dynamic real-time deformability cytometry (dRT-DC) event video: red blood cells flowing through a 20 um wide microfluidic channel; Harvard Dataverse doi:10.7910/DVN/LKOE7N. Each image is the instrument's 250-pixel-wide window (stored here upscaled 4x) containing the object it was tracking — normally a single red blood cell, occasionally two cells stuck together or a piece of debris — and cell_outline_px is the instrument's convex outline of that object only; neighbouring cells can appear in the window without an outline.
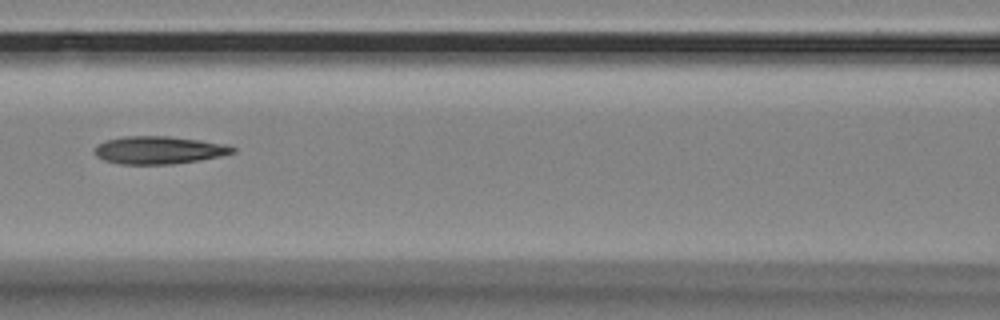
{"species": "Egyptian fruit bat (a non-hibernating species)", "species_latin": "Rousettus aegyptiacus", "temperature_condition": "room temperature", "stored_images_in_passage": 12, "camera_frame_rate_fps": 3000, "um_per_image_px": 0.085, "animal": {"sex": "female"}, "frame": {"image": 1, "passage_image": 7, "time_ms": 2.0, "image_size_px": [1000, 320], "cell_outline_px": [[236, 152], [220, 156], [200, 160], [172, 164], [120, 164], [104, 160], [96, 156], [96, 144], [108, 140], [124, 136], [168, 136], [200, 140], [224, 144], [236, 148]], "centroid_in_image_um": [13.52, 12.76], "position_along_channel_um": 153.1, "area_um2": 22.2}}
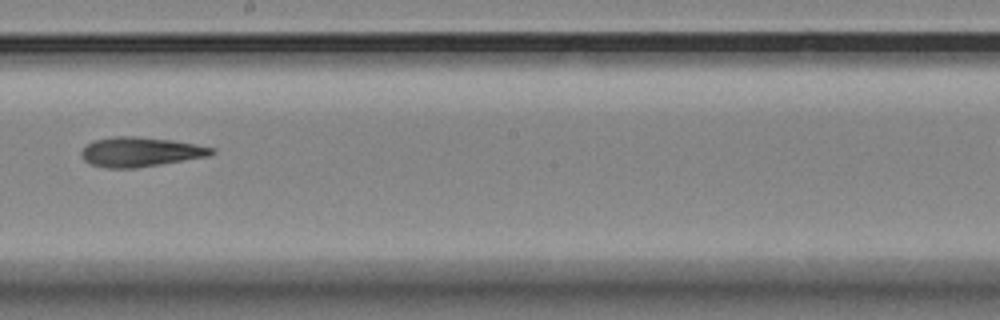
{"frame": {"image": 2, "passage_image": 9, "time_ms": 2.667, "image_size_px": [1000, 320], "cell_outline_px": [[216, 152], [208, 156], [136, 168], [108, 168], [88, 164], [80, 156], [80, 152], [92, 140], [116, 136], [136, 136], [172, 140], [216, 148]], "centroid_in_image_um": [11.9, 12.91], "position_along_channel_um": 236.3, "area_um2": 22.48}}
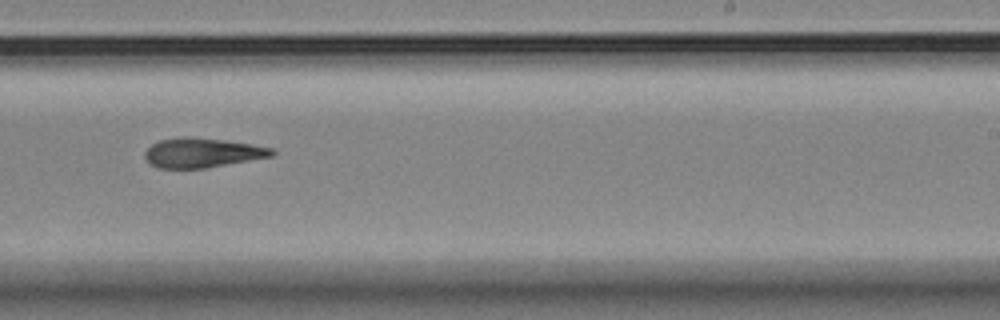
{"frame": {"image": 3, "passage_image": 10, "time_ms": 3.0, "image_size_px": [1000, 320], "cell_outline_px": [[276, 152], [272, 156], [204, 168], [156, 168], [148, 164], [144, 160], [144, 152], [152, 144], [160, 140], [224, 140], [252, 144], [272, 148]], "centroid_in_image_um": [17.17, 13.04], "position_along_channel_um": 271.8, "area_um2": 20.92}}